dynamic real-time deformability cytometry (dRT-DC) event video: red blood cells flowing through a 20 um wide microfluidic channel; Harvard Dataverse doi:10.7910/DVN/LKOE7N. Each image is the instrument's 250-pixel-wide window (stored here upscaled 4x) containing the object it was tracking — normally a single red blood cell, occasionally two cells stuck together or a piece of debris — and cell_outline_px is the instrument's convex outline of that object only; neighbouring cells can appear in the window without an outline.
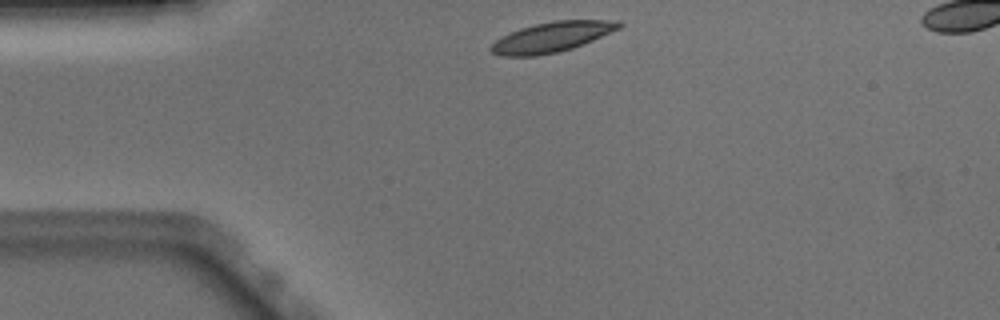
{"species": "Egyptian fruit bat (a non-hibernating species)", "species_latin": "Rousettus aegyptiacus", "temperature_condition": "warm", "stored_images_in_passage": 41, "camera_frame_rate_fps": 3000, "um_per_image_px": 0.085, "animal": {"sex": "male"}, "frame": {"image": 1, "passage_image": 1, "time_ms": 0.0, "image_size_px": [1000, 320], "cell_outline_px": [[624, 24], [620, 28], [584, 44], [560, 52], [536, 56], [500, 56], [492, 52], [488, 48], [496, 40], [520, 28], [552, 20], [620, 20]], "centroid_in_image_um": [46.94, 3.15], "position_along_channel_um": 38.1, "area_um2": 22.48}}
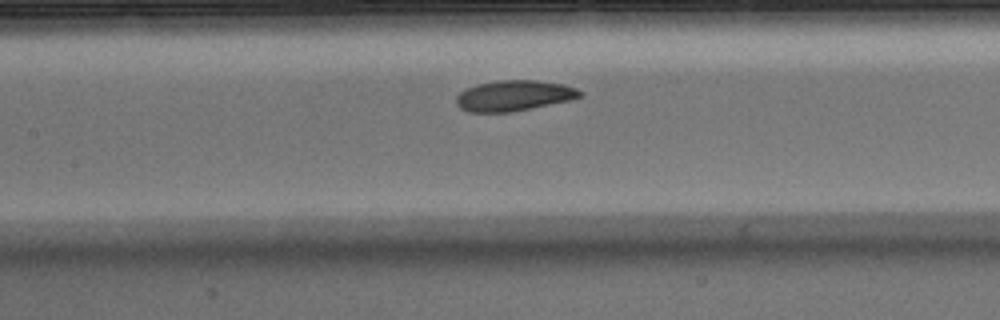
{"frame": {"image": 2, "passage_image": 13, "time_ms": 4.0, "image_size_px": [1000, 320], "cell_outline_px": [[584, 96], [572, 100], [508, 112], [468, 112], [460, 108], [456, 104], [456, 96], [460, 92], [476, 84], [500, 80], [536, 80], [564, 84], [576, 88], [584, 92]], "centroid_in_image_um": [43.71, 8.12], "position_along_channel_um": 163.7, "area_um2": 22.14}}
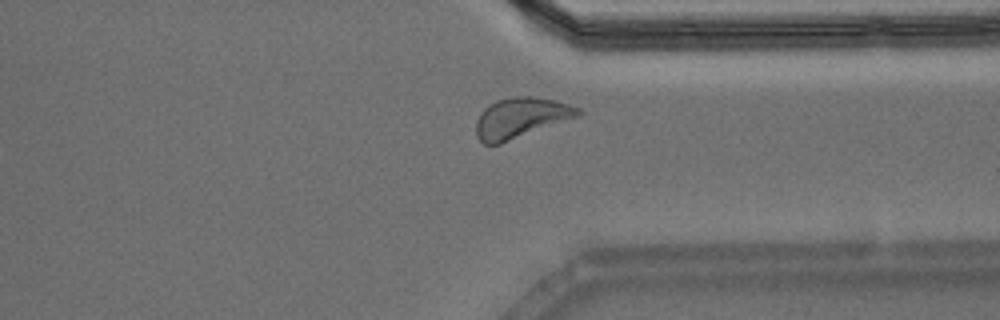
{"frame": {"image": 3, "passage_image": 29, "time_ms": 9.333, "image_size_px": [1000, 320], "cell_outline_px": [[584, 112], [580, 116], [500, 144], [484, 144], [476, 136], [476, 120], [480, 112], [488, 104], [496, 100], [512, 96], [532, 96], [556, 100], [580, 108]], "centroid_in_image_um": [44.27, 10.0], "position_along_channel_um": 367.1, "area_um2": 24.28}}